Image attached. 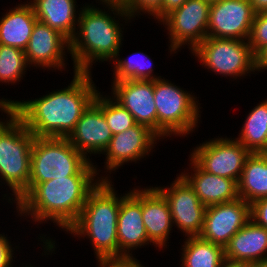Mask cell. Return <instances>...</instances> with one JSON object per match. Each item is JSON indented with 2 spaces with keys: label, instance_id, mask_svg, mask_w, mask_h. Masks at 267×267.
Wrapping results in <instances>:
<instances>
[{
  "label": "cell",
  "instance_id": "obj_30",
  "mask_svg": "<svg viewBox=\"0 0 267 267\" xmlns=\"http://www.w3.org/2000/svg\"><path fill=\"white\" fill-rule=\"evenodd\" d=\"M108 10L112 11L114 15L121 16L123 20H130L137 13L141 11L148 15L154 16L158 21H161V7L163 0H124L122 3L118 2H104ZM127 17V18H126Z\"/></svg>",
  "mask_w": 267,
  "mask_h": 267
},
{
  "label": "cell",
  "instance_id": "obj_3",
  "mask_svg": "<svg viewBox=\"0 0 267 267\" xmlns=\"http://www.w3.org/2000/svg\"><path fill=\"white\" fill-rule=\"evenodd\" d=\"M112 181L101 180L88 194L77 221L67 230L90 238L98 259H119L117 220L121 199Z\"/></svg>",
  "mask_w": 267,
  "mask_h": 267
},
{
  "label": "cell",
  "instance_id": "obj_38",
  "mask_svg": "<svg viewBox=\"0 0 267 267\" xmlns=\"http://www.w3.org/2000/svg\"><path fill=\"white\" fill-rule=\"evenodd\" d=\"M220 267H250V264L225 260Z\"/></svg>",
  "mask_w": 267,
  "mask_h": 267
},
{
  "label": "cell",
  "instance_id": "obj_4",
  "mask_svg": "<svg viewBox=\"0 0 267 267\" xmlns=\"http://www.w3.org/2000/svg\"><path fill=\"white\" fill-rule=\"evenodd\" d=\"M78 14V29L70 41V52L75 72H91L92 63L114 60L119 56L122 28L115 17L104 9L87 5ZM100 9V10H99ZM114 18V19H113Z\"/></svg>",
  "mask_w": 267,
  "mask_h": 267
},
{
  "label": "cell",
  "instance_id": "obj_11",
  "mask_svg": "<svg viewBox=\"0 0 267 267\" xmlns=\"http://www.w3.org/2000/svg\"><path fill=\"white\" fill-rule=\"evenodd\" d=\"M178 176L170 188H155L168 202L172 223L188 237L199 236L204 225L206 206L199 200L189 183L181 175Z\"/></svg>",
  "mask_w": 267,
  "mask_h": 267
},
{
  "label": "cell",
  "instance_id": "obj_23",
  "mask_svg": "<svg viewBox=\"0 0 267 267\" xmlns=\"http://www.w3.org/2000/svg\"><path fill=\"white\" fill-rule=\"evenodd\" d=\"M36 21L30 3L11 8L0 19V44L25 50Z\"/></svg>",
  "mask_w": 267,
  "mask_h": 267
},
{
  "label": "cell",
  "instance_id": "obj_36",
  "mask_svg": "<svg viewBox=\"0 0 267 267\" xmlns=\"http://www.w3.org/2000/svg\"><path fill=\"white\" fill-rule=\"evenodd\" d=\"M267 69V46L256 55V71Z\"/></svg>",
  "mask_w": 267,
  "mask_h": 267
},
{
  "label": "cell",
  "instance_id": "obj_29",
  "mask_svg": "<svg viewBox=\"0 0 267 267\" xmlns=\"http://www.w3.org/2000/svg\"><path fill=\"white\" fill-rule=\"evenodd\" d=\"M27 66L24 50L0 44V82L20 81Z\"/></svg>",
  "mask_w": 267,
  "mask_h": 267
},
{
  "label": "cell",
  "instance_id": "obj_24",
  "mask_svg": "<svg viewBox=\"0 0 267 267\" xmlns=\"http://www.w3.org/2000/svg\"><path fill=\"white\" fill-rule=\"evenodd\" d=\"M238 195L245 202L267 197V153H251L238 181Z\"/></svg>",
  "mask_w": 267,
  "mask_h": 267
},
{
  "label": "cell",
  "instance_id": "obj_9",
  "mask_svg": "<svg viewBox=\"0 0 267 267\" xmlns=\"http://www.w3.org/2000/svg\"><path fill=\"white\" fill-rule=\"evenodd\" d=\"M210 5L206 0H187L160 21L170 35V52L176 53L185 44L193 51L207 38Z\"/></svg>",
  "mask_w": 267,
  "mask_h": 267
},
{
  "label": "cell",
  "instance_id": "obj_15",
  "mask_svg": "<svg viewBox=\"0 0 267 267\" xmlns=\"http://www.w3.org/2000/svg\"><path fill=\"white\" fill-rule=\"evenodd\" d=\"M117 239L119 259L133 258L131 250L151 244L142 220V189L135 188L121 199L117 220Z\"/></svg>",
  "mask_w": 267,
  "mask_h": 267
},
{
  "label": "cell",
  "instance_id": "obj_8",
  "mask_svg": "<svg viewBox=\"0 0 267 267\" xmlns=\"http://www.w3.org/2000/svg\"><path fill=\"white\" fill-rule=\"evenodd\" d=\"M191 53L202 66L222 76L237 79L256 71V56L247 40L207 37Z\"/></svg>",
  "mask_w": 267,
  "mask_h": 267
},
{
  "label": "cell",
  "instance_id": "obj_6",
  "mask_svg": "<svg viewBox=\"0 0 267 267\" xmlns=\"http://www.w3.org/2000/svg\"><path fill=\"white\" fill-rule=\"evenodd\" d=\"M91 162L68 138L35 137L31 151L29 183L73 175H98L99 170Z\"/></svg>",
  "mask_w": 267,
  "mask_h": 267
},
{
  "label": "cell",
  "instance_id": "obj_34",
  "mask_svg": "<svg viewBox=\"0 0 267 267\" xmlns=\"http://www.w3.org/2000/svg\"><path fill=\"white\" fill-rule=\"evenodd\" d=\"M98 262L100 267H145L134 257L124 259H98Z\"/></svg>",
  "mask_w": 267,
  "mask_h": 267
},
{
  "label": "cell",
  "instance_id": "obj_32",
  "mask_svg": "<svg viewBox=\"0 0 267 267\" xmlns=\"http://www.w3.org/2000/svg\"><path fill=\"white\" fill-rule=\"evenodd\" d=\"M251 219L267 229V197L260 198L251 204Z\"/></svg>",
  "mask_w": 267,
  "mask_h": 267
},
{
  "label": "cell",
  "instance_id": "obj_25",
  "mask_svg": "<svg viewBox=\"0 0 267 267\" xmlns=\"http://www.w3.org/2000/svg\"><path fill=\"white\" fill-rule=\"evenodd\" d=\"M184 243L182 267H220L226 260L224 247L200 236H187Z\"/></svg>",
  "mask_w": 267,
  "mask_h": 267
},
{
  "label": "cell",
  "instance_id": "obj_28",
  "mask_svg": "<svg viewBox=\"0 0 267 267\" xmlns=\"http://www.w3.org/2000/svg\"><path fill=\"white\" fill-rule=\"evenodd\" d=\"M93 102L102 110L113 135L126 131L136 124L133 115L111 97H104L98 91Z\"/></svg>",
  "mask_w": 267,
  "mask_h": 267
},
{
  "label": "cell",
  "instance_id": "obj_13",
  "mask_svg": "<svg viewBox=\"0 0 267 267\" xmlns=\"http://www.w3.org/2000/svg\"><path fill=\"white\" fill-rule=\"evenodd\" d=\"M255 12L249 0H219L211 3L207 37L249 39Z\"/></svg>",
  "mask_w": 267,
  "mask_h": 267
},
{
  "label": "cell",
  "instance_id": "obj_26",
  "mask_svg": "<svg viewBox=\"0 0 267 267\" xmlns=\"http://www.w3.org/2000/svg\"><path fill=\"white\" fill-rule=\"evenodd\" d=\"M239 141L250 153H267V99L248 114Z\"/></svg>",
  "mask_w": 267,
  "mask_h": 267
},
{
  "label": "cell",
  "instance_id": "obj_12",
  "mask_svg": "<svg viewBox=\"0 0 267 267\" xmlns=\"http://www.w3.org/2000/svg\"><path fill=\"white\" fill-rule=\"evenodd\" d=\"M251 220V204L240 197L206 207L200 237L225 247L230 239Z\"/></svg>",
  "mask_w": 267,
  "mask_h": 267
},
{
  "label": "cell",
  "instance_id": "obj_35",
  "mask_svg": "<svg viewBox=\"0 0 267 267\" xmlns=\"http://www.w3.org/2000/svg\"><path fill=\"white\" fill-rule=\"evenodd\" d=\"M187 0H163L161 20L173 10L181 7Z\"/></svg>",
  "mask_w": 267,
  "mask_h": 267
},
{
  "label": "cell",
  "instance_id": "obj_19",
  "mask_svg": "<svg viewBox=\"0 0 267 267\" xmlns=\"http://www.w3.org/2000/svg\"><path fill=\"white\" fill-rule=\"evenodd\" d=\"M142 220L149 241L159 248L166 246L172 217L168 202L155 187L142 189Z\"/></svg>",
  "mask_w": 267,
  "mask_h": 267
},
{
  "label": "cell",
  "instance_id": "obj_2",
  "mask_svg": "<svg viewBox=\"0 0 267 267\" xmlns=\"http://www.w3.org/2000/svg\"><path fill=\"white\" fill-rule=\"evenodd\" d=\"M95 175H73L41 183H29L28 190L16 202L20 215L35 222L51 220L67 231L78 219L88 194L101 180ZM95 181V182H94Z\"/></svg>",
  "mask_w": 267,
  "mask_h": 267
},
{
  "label": "cell",
  "instance_id": "obj_27",
  "mask_svg": "<svg viewBox=\"0 0 267 267\" xmlns=\"http://www.w3.org/2000/svg\"><path fill=\"white\" fill-rule=\"evenodd\" d=\"M139 55L142 57H139ZM145 57V58H144ZM138 58V59H137ZM140 58V59H139ZM143 59H145L143 61ZM114 81L120 80H157L161 77L153 75V64L150 57L144 53L137 52L131 55L130 58L122 59L119 57L114 59Z\"/></svg>",
  "mask_w": 267,
  "mask_h": 267
},
{
  "label": "cell",
  "instance_id": "obj_7",
  "mask_svg": "<svg viewBox=\"0 0 267 267\" xmlns=\"http://www.w3.org/2000/svg\"><path fill=\"white\" fill-rule=\"evenodd\" d=\"M154 98L159 138L172 134L183 137L195 129L201 107L189 92L161 78L154 80Z\"/></svg>",
  "mask_w": 267,
  "mask_h": 267
},
{
  "label": "cell",
  "instance_id": "obj_20",
  "mask_svg": "<svg viewBox=\"0 0 267 267\" xmlns=\"http://www.w3.org/2000/svg\"><path fill=\"white\" fill-rule=\"evenodd\" d=\"M194 173H183L181 176L194 189L204 206L220 204L239 198L238 184L228 179L204 171L192 158H190Z\"/></svg>",
  "mask_w": 267,
  "mask_h": 267
},
{
  "label": "cell",
  "instance_id": "obj_1",
  "mask_svg": "<svg viewBox=\"0 0 267 267\" xmlns=\"http://www.w3.org/2000/svg\"><path fill=\"white\" fill-rule=\"evenodd\" d=\"M74 74L64 89L24 102L2 98L0 108H9L35 137L68 138L98 92L91 72Z\"/></svg>",
  "mask_w": 267,
  "mask_h": 267
},
{
  "label": "cell",
  "instance_id": "obj_21",
  "mask_svg": "<svg viewBox=\"0 0 267 267\" xmlns=\"http://www.w3.org/2000/svg\"><path fill=\"white\" fill-rule=\"evenodd\" d=\"M228 261L253 264L267 259V229L252 219L243 226L224 247Z\"/></svg>",
  "mask_w": 267,
  "mask_h": 267
},
{
  "label": "cell",
  "instance_id": "obj_40",
  "mask_svg": "<svg viewBox=\"0 0 267 267\" xmlns=\"http://www.w3.org/2000/svg\"><path fill=\"white\" fill-rule=\"evenodd\" d=\"M124 0H100V2L103 4L104 2H118L122 3Z\"/></svg>",
  "mask_w": 267,
  "mask_h": 267
},
{
  "label": "cell",
  "instance_id": "obj_33",
  "mask_svg": "<svg viewBox=\"0 0 267 267\" xmlns=\"http://www.w3.org/2000/svg\"><path fill=\"white\" fill-rule=\"evenodd\" d=\"M7 236L0 234V267H12L13 249Z\"/></svg>",
  "mask_w": 267,
  "mask_h": 267
},
{
  "label": "cell",
  "instance_id": "obj_5",
  "mask_svg": "<svg viewBox=\"0 0 267 267\" xmlns=\"http://www.w3.org/2000/svg\"><path fill=\"white\" fill-rule=\"evenodd\" d=\"M9 120H0V176L15 196V203L28 190L35 136L8 108L1 109Z\"/></svg>",
  "mask_w": 267,
  "mask_h": 267
},
{
  "label": "cell",
  "instance_id": "obj_10",
  "mask_svg": "<svg viewBox=\"0 0 267 267\" xmlns=\"http://www.w3.org/2000/svg\"><path fill=\"white\" fill-rule=\"evenodd\" d=\"M230 139L225 137L203 142L190 156L204 171L238 183L251 153L239 141Z\"/></svg>",
  "mask_w": 267,
  "mask_h": 267
},
{
  "label": "cell",
  "instance_id": "obj_16",
  "mask_svg": "<svg viewBox=\"0 0 267 267\" xmlns=\"http://www.w3.org/2000/svg\"><path fill=\"white\" fill-rule=\"evenodd\" d=\"M160 138L147 126L135 124L126 131L117 133L111 138L109 145L102 153L106 156L105 169L116 170L122 164L136 162L149 155L154 144Z\"/></svg>",
  "mask_w": 267,
  "mask_h": 267
},
{
  "label": "cell",
  "instance_id": "obj_31",
  "mask_svg": "<svg viewBox=\"0 0 267 267\" xmlns=\"http://www.w3.org/2000/svg\"><path fill=\"white\" fill-rule=\"evenodd\" d=\"M248 42L255 56L267 46V11L255 13Z\"/></svg>",
  "mask_w": 267,
  "mask_h": 267
},
{
  "label": "cell",
  "instance_id": "obj_18",
  "mask_svg": "<svg viewBox=\"0 0 267 267\" xmlns=\"http://www.w3.org/2000/svg\"><path fill=\"white\" fill-rule=\"evenodd\" d=\"M112 137L102 110L92 102L82 113L68 140L87 158L88 153L102 154Z\"/></svg>",
  "mask_w": 267,
  "mask_h": 267
},
{
  "label": "cell",
  "instance_id": "obj_39",
  "mask_svg": "<svg viewBox=\"0 0 267 267\" xmlns=\"http://www.w3.org/2000/svg\"><path fill=\"white\" fill-rule=\"evenodd\" d=\"M250 267H267V259H263L253 264H250Z\"/></svg>",
  "mask_w": 267,
  "mask_h": 267
},
{
  "label": "cell",
  "instance_id": "obj_17",
  "mask_svg": "<svg viewBox=\"0 0 267 267\" xmlns=\"http://www.w3.org/2000/svg\"><path fill=\"white\" fill-rule=\"evenodd\" d=\"M66 49L70 50V41L60 32L37 20L24 53L29 67L33 64L62 70L66 65Z\"/></svg>",
  "mask_w": 267,
  "mask_h": 267
},
{
  "label": "cell",
  "instance_id": "obj_41",
  "mask_svg": "<svg viewBox=\"0 0 267 267\" xmlns=\"http://www.w3.org/2000/svg\"><path fill=\"white\" fill-rule=\"evenodd\" d=\"M206 1H208L210 3H213V2H216V1H219V0H206Z\"/></svg>",
  "mask_w": 267,
  "mask_h": 267
},
{
  "label": "cell",
  "instance_id": "obj_22",
  "mask_svg": "<svg viewBox=\"0 0 267 267\" xmlns=\"http://www.w3.org/2000/svg\"><path fill=\"white\" fill-rule=\"evenodd\" d=\"M75 2L76 0H33L29 3L33 7L37 20L71 41L78 30L76 27L79 18L76 15Z\"/></svg>",
  "mask_w": 267,
  "mask_h": 267
},
{
  "label": "cell",
  "instance_id": "obj_37",
  "mask_svg": "<svg viewBox=\"0 0 267 267\" xmlns=\"http://www.w3.org/2000/svg\"><path fill=\"white\" fill-rule=\"evenodd\" d=\"M255 13L267 11V0H249Z\"/></svg>",
  "mask_w": 267,
  "mask_h": 267
},
{
  "label": "cell",
  "instance_id": "obj_14",
  "mask_svg": "<svg viewBox=\"0 0 267 267\" xmlns=\"http://www.w3.org/2000/svg\"><path fill=\"white\" fill-rule=\"evenodd\" d=\"M112 85V99L127 109L137 124L147 126L157 135L154 80H120Z\"/></svg>",
  "mask_w": 267,
  "mask_h": 267
}]
</instances>
